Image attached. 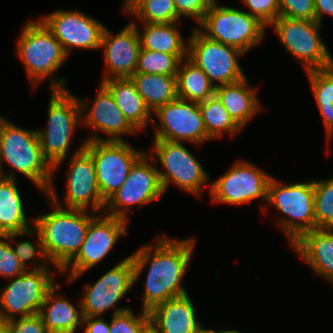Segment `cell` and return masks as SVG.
Returning <instances> with one entry per match:
<instances>
[{"instance_id": "obj_8", "label": "cell", "mask_w": 333, "mask_h": 333, "mask_svg": "<svg viewBox=\"0 0 333 333\" xmlns=\"http://www.w3.org/2000/svg\"><path fill=\"white\" fill-rule=\"evenodd\" d=\"M69 156V168L65 185L64 199L61 203L53 184L45 194L55 205L74 210H84L100 214L104 211L105 201L102 199L96 179L95 164L92 156L84 149L86 140ZM64 204V205H61Z\"/></svg>"}, {"instance_id": "obj_49", "label": "cell", "mask_w": 333, "mask_h": 333, "mask_svg": "<svg viewBox=\"0 0 333 333\" xmlns=\"http://www.w3.org/2000/svg\"><path fill=\"white\" fill-rule=\"evenodd\" d=\"M196 333H219V330H214V329H208V328H204L202 327L198 332Z\"/></svg>"}, {"instance_id": "obj_35", "label": "cell", "mask_w": 333, "mask_h": 333, "mask_svg": "<svg viewBox=\"0 0 333 333\" xmlns=\"http://www.w3.org/2000/svg\"><path fill=\"white\" fill-rule=\"evenodd\" d=\"M314 219L316 229H333V176L314 180Z\"/></svg>"}, {"instance_id": "obj_12", "label": "cell", "mask_w": 333, "mask_h": 333, "mask_svg": "<svg viewBox=\"0 0 333 333\" xmlns=\"http://www.w3.org/2000/svg\"><path fill=\"white\" fill-rule=\"evenodd\" d=\"M190 34L187 39L188 58L207 75L214 87L235 83L247 77L238 59L245 53L207 38L197 27Z\"/></svg>"}, {"instance_id": "obj_50", "label": "cell", "mask_w": 333, "mask_h": 333, "mask_svg": "<svg viewBox=\"0 0 333 333\" xmlns=\"http://www.w3.org/2000/svg\"><path fill=\"white\" fill-rule=\"evenodd\" d=\"M0 333H10L9 328L4 323H0Z\"/></svg>"}, {"instance_id": "obj_39", "label": "cell", "mask_w": 333, "mask_h": 333, "mask_svg": "<svg viewBox=\"0 0 333 333\" xmlns=\"http://www.w3.org/2000/svg\"><path fill=\"white\" fill-rule=\"evenodd\" d=\"M279 16L315 21L314 0H278Z\"/></svg>"}, {"instance_id": "obj_53", "label": "cell", "mask_w": 333, "mask_h": 333, "mask_svg": "<svg viewBox=\"0 0 333 333\" xmlns=\"http://www.w3.org/2000/svg\"><path fill=\"white\" fill-rule=\"evenodd\" d=\"M145 333H155L150 327L145 331Z\"/></svg>"}, {"instance_id": "obj_36", "label": "cell", "mask_w": 333, "mask_h": 333, "mask_svg": "<svg viewBox=\"0 0 333 333\" xmlns=\"http://www.w3.org/2000/svg\"><path fill=\"white\" fill-rule=\"evenodd\" d=\"M180 61L173 54L141 49L135 73L176 76Z\"/></svg>"}, {"instance_id": "obj_51", "label": "cell", "mask_w": 333, "mask_h": 333, "mask_svg": "<svg viewBox=\"0 0 333 333\" xmlns=\"http://www.w3.org/2000/svg\"><path fill=\"white\" fill-rule=\"evenodd\" d=\"M219 333H242L239 330H232V329H220Z\"/></svg>"}, {"instance_id": "obj_19", "label": "cell", "mask_w": 333, "mask_h": 333, "mask_svg": "<svg viewBox=\"0 0 333 333\" xmlns=\"http://www.w3.org/2000/svg\"><path fill=\"white\" fill-rule=\"evenodd\" d=\"M70 55L71 48L100 49L105 26L91 16L77 10L57 9L39 18Z\"/></svg>"}, {"instance_id": "obj_38", "label": "cell", "mask_w": 333, "mask_h": 333, "mask_svg": "<svg viewBox=\"0 0 333 333\" xmlns=\"http://www.w3.org/2000/svg\"><path fill=\"white\" fill-rule=\"evenodd\" d=\"M26 269L20 263V260L15 255L9 237L0 240V277L12 279L22 275Z\"/></svg>"}, {"instance_id": "obj_26", "label": "cell", "mask_w": 333, "mask_h": 333, "mask_svg": "<svg viewBox=\"0 0 333 333\" xmlns=\"http://www.w3.org/2000/svg\"><path fill=\"white\" fill-rule=\"evenodd\" d=\"M112 94L114 100L127 121L139 132H145L152 113L137 92L131 78H112L101 82Z\"/></svg>"}, {"instance_id": "obj_34", "label": "cell", "mask_w": 333, "mask_h": 333, "mask_svg": "<svg viewBox=\"0 0 333 333\" xmlns=\"http://www.w3.org/2000/svg\"><path fill=\"white\" fill-rule=\"evenodd\" d=\"M129 15L139 23L181 22L173 0H142Z\"/></svg>"}, {"instance_id": "obj_30", "label": "cell", "mask_w": 333, "mask_h": 333, "mask_svg": "<svg viewBox=\"0 0 333 333\" xmlns=\"http://www.w3.org/2000/svg\"><path fill=\"white\" fill-rule=\"evenodd\" d=\"M17 179L0 176V222L10 232L30 229Z\"/></svg>"}, {"instance_id": "obj_25", "label": "cell", "mask_w": 333, "mask_h": 333, "mask_svg": "<svg viewBox=\"0 0 333 333\" xmlns=\"http://www.w3.org/2000/svg\"><path fill=\"white\" fill-rule=\"evenodd\" d=\"M244 79L215 87V95L228 111L229 116L243 129L261 111L257 88Z\"/></svg>"}, {"instance_id": "obj_22", "label": "cell", "mask_w": 333, "mask_h": 333, "mask_svg": "<svg viewBox=\"0 0 333 333\" xmlns=\"http://www.w3.org/2000/svg\"><path fill=\"white\" fill-rule=\"evenodd\" d=\"M148 315L155 333H196L202 328L188 294L157 304Z\"/></svg>"}, {"instance_id": "obj_37", "label": "cell", "mask_w": 333, "mask_h": 333, "mask_svg": "<svg viewBox=\"0 0 333 333\" xmlns=\"http://www.w3.org/2000/svg\"><path fill=\"white\" fill-rule=\"evenodd\" d=\"M149 328L148 311L142 310L138 316L133 309L112 314L109 322L110 333H145Z\"/></svg>"}, {"instance_id": "obj_24", "label": "cell", "mask_w": 333, "mask_h": 333, "mask_svg": "<svg viewBox=\"0 0 333 333\" xmlns=\"http://www.w3.org/2000/svg\"><path fill=\"white\" fill-rule=\"evenodd\" d=\"M60 285H55L47 292L40 307V315L49 333H76L83 324V313L79 299L78 309L62 295H58Z\"/></svg>"}, {"instance_id": "obj_44", "label": "cell", "mask_w": 333, "mask_h": 333, "mask_svg": "<svg viewBox=\"0 0 333 333\" xmlns=\"http://www.w3.org/2000/svg\"><path fill=\"white\" fill-rule=\"evenodd\" d=\"M315 21L322 24L324 15L333 17V0H314Z\"/></svg>"}, {"instance_id": "obj_17", "label": "cell", "mask_w": 333, "mask_h": 333, "mask_svg": "<svg viewBox=\"0 0 333 333\" xmlns=\"http://www.w3.org/2000/svg\"><path fill=\"white\" fill-rule=\"evenodd\" d=\"M134 286V267L131 256L123 258L92 285L85 284L80 297L83 317H101L110 309L112 314L130 308L117 307V303Z\"/></svg>"}, {"instance_id": "obj_18", "label": "cell", "mask_w": 333, "mask_h": 333, "mask_svg": "<svg viewBox=\"0 0 333 333\" xmlns=\"http://www.w3.org/2000/svg\"><path fill=\"white\" fill-rule=\"evenodd\" d=\"M153 118L155 135L153 140H167L180 143L203 144L212 140L206 132L202 114L197 102L176 98L159 107ZM157 124V125H156ZM159 125V126H158ZM158 126V127H157Z\"/></svg>"}, {"instance_id": "obj_20", "label": "cell", "mask_w": 333, "mask_h": 333, "mask_svg": "<svg viewBox=\"0 0 333 333\" xmlns=\"http://www.w3.org/2000/svg\"><path fill=\"white\" fill-rule=\"evenodd\" d=\"M79 101L82 126L101 131L108 136L104 139L99 137L100 135L96 131L92 133L89 131L90 136L85 139L86 141H124L122 135L138 134V131L127 121L117 106L112 94L102 83H100L92 105L90 101L86 102L80 98Z\"/></svg>"}, {"instance_id": "obj_31", "label": "cell", "mask_w": 333, "mask_h": 333, "mask_svg": "<svg viewBox=\"0 0 333 333\" xmlns=\"http://www.w3.org/2000/svg\"><path fill=\"white\" fill-rule=\"evenodd\" d=\"M207 135L213 140L228 133L236 136L241 127L229 116L228 111L216 95L198 103Z\"/></svg>"}, {"instance_id": "obj_6", "label": "cell", "mask_w": 333, "mask_h": 333, "mask_svg": "<svg viewBox=\"0 0 333 333\" xmlns=\"http://www.w3.org/2000/svg\"><path fill=\"white\" fill-rule=\"evenodd\" d=\"M267 204L283 214L277 226L292 245L303 233L316 229L314 219V180L283 184L275 177L269 181Z\"/></svg>"}, {"instance_id": "obj_14", "label": "cell", "mask_w": 333, "mask_h": 333, "mask_svg": "<svg viewBox=\"0 0 333 333\" xmlns=\"http://www.w3.org/2000/svg\"><path fill=\"white\" fill-rule=\"evenodd\" d=\"M152 162L147 152L135 162L125 182L106 201L104 214L128 221L131 207L147 205L164 195L157 167Z\"/></svg>"}, {"instance_id": "obj_29", "label": "cell", "mask_w": 333, "mask_h": 333, "mask_svg": "<svg viewBox=\"0 0 333 333\" xmlns=\"http://www.w3.org/2000/svg\"><path fill=\"white\" fill-rule=\"evenodd\" d=\"M177 97L202 102L215 95V87L207 75L188 57L181 60L176 75Z\"/></svg>"}, {"instance_id": "obj_47", "label": "cell", "mask_w": 333, "mask_h": 333, "mask_svg": "<svg viewBox=\"0 0 333 333\" xmlns=\"http://www.w3.org/2000/svg\"><path fill=\"white\" fill-rule=\"evenodd\" d=\"M10 236V232L0 222V240L7 239Z\"/></svg>"}, {"instance_id": "obj_7", "label": "cell", "mask_w": 333, "mask_h": 333, "mask_svg": "<svg viewBox=\"0 0 333 333\" xmlns=\"http://www.w3.org/2000/svg\"><path fill=\"white\" fill-rule=\"evenodd\" d=\"M152 148V153L149 152V149L146 150L147 154L154 160V164L159 160L163 166L162 169H165L157 168L164 194L168 192L172 183L184 192L197 197H201L203 187L207 184L210 191L211 181L207 171L185 146V143L153 140Z\"/></svg>"}, {"instance_id": "obj_28", "label": "cell", "mask_w": 333, "mask_h": 333, "mask_svg": "<svg viewBox=\"0 0 333 333\" xmlns=\"http://www.w3.org/2000/svg\"><path fill=\"white\" fill-rule=\"evenodd\" d=\"M130 78L151 113L177 98L176 76L135 73Z\"/></svg>"}, {"instance_id": "obj_48", "label": "cell", "mask_w": 333, "mask_h": 333, "mask_svg": "<svg viewBox=\"0 0 333 333\" xmlns=\"http://www.w3.org/2000/svg\"><path fill=\"white\" fill-rule=\"evenodd\" d=\"M7 119L0 116V155H1V136H2V129H3V125H4V122L6 121Z\"/></svg>"}, {"instance_id": "obj_16", "label": "cell", "mask_w": 333, "mask_h": 333, "mask_svg": "<svg viewBox=\"0 0 333 333\" xmlns=\"http://www.w3.org/2000/svg\"><path fill=\"white\" fill-rule=\"evenodd\" d=\"M272 175L247 160H238L222 176L210 183L211 202L229 205L249 204L255 199L267 203Z\"/></svg>"}, {"instance_id": "obj_52", "label": "cell", "mask_w": 333, "mask_h": 333, "mask_svg": "<svg viewBox=\"0 0 333 333\" xmlns=\"http://www.w3.org/2000/svg\"><path fill=\"white\" fill-rule=\"evenodd\" d=\"M332 137H333V128L326 133V143H329V141L332 140Z\"/></svg>"}, {"instance_id": "obj_10", "label": "cell", "mask_w": 333, "mask_h": 333, "mask_svg": "<svg viewBox=\"0 0 333 333\" xmlns=\"http://www.w3.org/2000/svg\"><path fill=\"white\" fill-rule=\"evenodd\" d=\"M317 21L279 16L268 27L274 28L286 51L305 66L306 72L333 66V56L321 38Z\"/></svg>"}, {"instance_id": "obj_2", "label": "cell", "mask_w": 333, "mask_h": 333, "mask_svg": "<svg viewBox=\"0 0 333 333\" xmlns=\"http://www.w3.org/2000/svg\"><path fill=\"white\" fill-rule=\"evenodd\" d=\"M54 210L31 219L41 236L44 253L60 271L76 256L86 236L90 221L97 215L90 211L59 207L49 201Z\"/></svg>"}, {"instance_id": "obj_45", "label": "cell", "mask_w": 333, "mask_h": 333, "mask_svg": "<svg viewBox=\"0 0 333 333\" xmlns=\"http://www.w3.org/2000/svg\"><path fill=\"white\" fill-rule=\"evenodd\" d=\"M142 0H124L122 11L124 14H129Z\"/></svg>"}, {"instance_id": "obj_13", "label": "cell", "mask_w": 333, "mask_h": 333, "mask_svg": "<svg viewBox=\"0 0 333 333\" xmlns=\"http://www.w3.org/2000/svg\"><path fill=\"white\" fill-rule=\"evenodd\" d=\"M93 158L97 184L106 202L122 186L135 162L146 150L134 149L124 141H86L84 148Z\"/></svg>"}, {"instance_id": "obj_42", "label": "cell", "mask_w": 333, "mask_h": 333, "mask_svg": "<svg viewBox=\"0 0 333 333\" xmlns=\"http://www.w3.org/2000/svg\"><path fill=\"white\" fill-rule=\"evenodd\" d=\"M179 18H192L199 25L207 12L200 0H173Z\"/></svg>"}, {"instance_id": "obj_5", "label": "cell", "mask_w": 333, "mask_h": 333, "mask_svg": "<svg viewBox=\"0 0 333 333\" xmlns=\"http://www.w3.org/2000/svg\"><path fill=\"white\" fill-rule=\"evenodd\" d=\"M49 100L47 126L36 130L42 154L53 167L54 184L55 171L67 158L73 134L82 125V114L79 98L69 89L51 90Z\"/></svg>"}, {"instance_id": "obj_1", "label": "cell", "mask_w": 333, "mask_h": 333, "mask_svg": "<svg viewBox=\"0 0 333 333\" xmlns=\"http://www.w3.org/2000/svg\"><path fill=\"white\" fill-rule=\"evenodd\" d=\"M155 241L153 245L145 244L130 255L134 267V285L150 263L141 305L145 311L168 299L189 294L181 283L187 273L196 239L172 240L166 234H160Z\"/></svg>"}, {"instance_id": "obj_4", "label": "cell", "mask_w": 333, "mask_h": 333, "mask_svg": "<svg viewBox=\"0 0 333 333\" xmlns=\"http://www.w3.org/2000/svg\"><path fill=\"white\" fill-rule=\"evenodd\" d=\"M2 162L11 166L6 173ZM14 170L26 176L43 194L49 190L53 167L42 154L37 130L25 129L6 120L1 136L0 176L16 179Z\"/></svg>"}, {"instance_id": "obj_41", "label": "cell", "mask_w": 333, "mask_h": 333, "mask_svg": "<svg viewBox=\"0 0 333 333\" xmlns=\"http://www.w3.org/2000/svg\"><path fill=\"white\" fill-rule=\"evenodd\" d=\"M10 333H49L38 313L4 322Z\"/></svg>"}, {"instance_id": "obj_3", "label": "cell", "mask_w": 333, "mask_h": 333, "mask_svg": "<svg viewBox=\"0 0 333 333\" xmlns=\"http://www.w3.org/2000/svg\"><path fill=\"white\" fill-rule=\"evenodd\" d=\"M20 33L16 55L22 61L33 87L36 88L42 81L50 78L51 90H67L66 79L53 76L68 58L53 33L39 18L28 21Z\"/></svg>"}, {"instance_id": "obj_9", "label": "cell", "mask_w": 333, "mask_h": 333, "mask_svg": "<svg viewBox=\"0 0 333 333\" xmlns=\"http://www.w3.org/2000/svg\"><path fill=\"white\" fill-rule=\"evenodd\" d=\"M197 29L207 38L247 54L262 42L267 28L247 11L223 6L208 10Z\"/></svg>"}, {"instance_id": "obj_15", "label": "cell", "mask_w": 333, "mask_h": 333, "mask_svg": "<svg viewBox=\"0 0 333 333\" xmlns=\"http://www.w3.org/2000/svg\"><path fill=\"white\" fill-rule=\"evenodd\" d=\"M54 278L50 269H38L9 279L0 291V323L38 313L47 292L56 283Z\"/></svg>"}, {"instance_id": "obj_21", "label": "cell", "mask_w": 333, "mask_h": 333, "mask_svg": "<svg viewBox=\"0 0 333 333\" xmlns=\"http://www.w3.org/2000/svg\"><path fill=\"white\" fill-rule=\"evenodd\" d=\"M100 49L104 50L105 74L101 80L130 78L135 74L141 50L138 30L130 22L116 35L104 28Z\"/></svg>"}, {"instance_id": "obj_43", "label": "cell", "mask_w": 333, "mask_h": 333, "mask_svg": "<svg viewBox=\"0 0 333 333\" xmlns=\"http://www.w3.org/2000/svg\"><path fill=\"white\" fill-rule=\"evenodd\" d=\"M84 333H110L109 322L101 317H83Z\"/></svg>"}, {"instance_id": "obj_46", "label": "cell", "mask_w": 333, "mask_h": 333, "mask_svg": "<svg viewBox=\"0 0 333 333\" xmlns=\"http://www.w3.org/2000/svg\"><path fill=\"white\" fill-rule=\"evenodd\" d=\"M203 8L208 11L211 9H217L223 7V5L218 4L217 0H200Z\"/></svg>"}, {"instance_id": "obj_23", "label": "cell", "mask_w": 333, "mask_h": 333, "mask_svg": "<svg viewBox=\"0 0 333 333\" xmlns=\"http://www.w3.org/2000/svg\"><path fill=\"white\" fill-rule=\"evenodd\" d=\"M291 246L315 275L333 284V229L305 232Z\"/></svg>"}, {"instance_id": "obj_27", "label": "cell", "mask_w": 333, "mask_h": 333, "mask_svg": "<svg viewBox=\"0 0 333 333\" xmlns=\"http://www.w3.org/2000/svg\"><path fill=\"white\" fill-rule=\"evenodd\" d=\"M131 23L138 30L141 49L176 55L180 60L188 57V42L183 38L178 22L142 23L140 33L138 23Z\"/></svg>"}, {"instance_id": "obj_32", "label": "cell", "mask_w": 333, "mask_h": 333, "mask_svg": "<svg viewBox=\"0 0 333 333\" xmlns=\"http://www.w3.org/2000/svg\"><path fill=\"white\" fill-rule=\"evenodd\" d=\"M307 76L327 133L333 128V66L307 71Z\"/></svg>"}, {"instance_id": "obj_33", "label": "cell", "mask_w": 333, "mask_h": 333, "mask_svg": "<svg viewBox=\"0 0 333 333\" xmlns=\"http://www.w3.org/2000/svg\"><path fill=\"white\" fill-rule=\"evenodd\" d=\"M36 234V243H32L31 240H23L21 242H17V246H12V242H16L15 238L17 237H21L23 236H31L32 234ZM9 242L11 243V247L15 253V255L18 257V259L20 260V263L23 265V267L26 270H38V269H49L48 268V263H50L44 253L43 250V246H42V240H41V236L39 234V231L34 227L33 229H28L22 232H13L10 233L9 236ZM37 246V247H36ZM37 258H36V257ZM43 259V260H41ZM33 263V265H29L28 261H30ZM41 260V262H40ZM27 265L29 267H27ZM33 266V267H32Z\"/></svg>"}, {"instance_id": "obj_11", "label": "cell", "mask_w": 333, "mask_h": 333, "mask_svg": "<svg viewBox=\"0 0 333 333\" xmlns=\"http://www.w3.org/2000/svg\"><path fill=\"white\" fill-rule=\"evenodd\" d=\"M127 222L104 213L97 214L90 221L80 250L60 271V274L67 272V283H72L108 256L119 237L127 235Z\"/></svg>"}, {"instance_id": "obj_40", "label": "cell", "mask_w": 333, "mask_h": 333, "mask_svg": "<svg viewBox=\"0 0 333 333\" xmlns=\"http://www.w3.org/2000/svg\"><path fill=\"white\" fill-rule=\"evenodd\" d=\"M247 6V12L255 16L262 24L268 27L279 17L278 0H242Z\"/></svg>"}]
</instances>
